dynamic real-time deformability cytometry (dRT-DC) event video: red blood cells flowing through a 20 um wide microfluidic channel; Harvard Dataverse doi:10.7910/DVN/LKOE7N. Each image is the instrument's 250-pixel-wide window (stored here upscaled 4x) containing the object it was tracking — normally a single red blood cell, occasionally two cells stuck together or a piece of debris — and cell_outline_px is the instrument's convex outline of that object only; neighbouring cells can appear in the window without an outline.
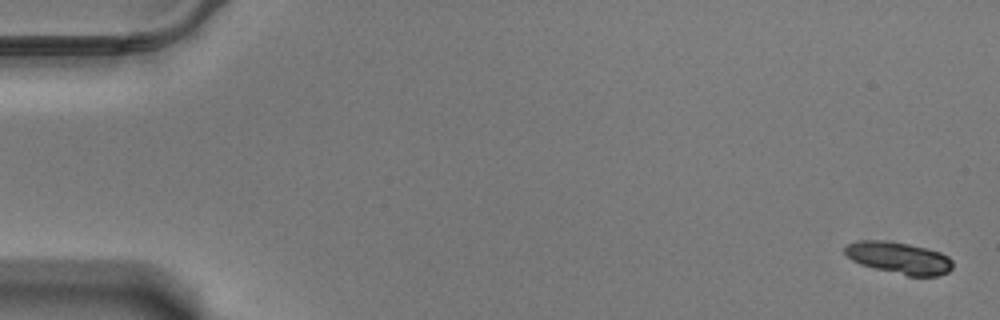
{"species": "Egyptian fruit bat (a non-hibernating species)", "species_latin": "Rousettus aegyptiacus", "temperature_condition": "warm", "stored_images_in_passage": 59, "camera_frame_rate_fps": 3000, "um_per_image_px": 0.085, "animal": {"sex": "male"}, "frame": {"image": 1, "passage_image": 1, "time_ms": 0.0, "image_size_px": [1000, 320], "cell_outline_px": [[952, 268], [948, 272], [936, 276], [908, 276], [860, 264], [852, 260], [844, 252], [844, 244], [860, 240], [884, 240], [908, 244], [940, 252], [948, 256], [952, 260]], "centroid_in_image_um": [76.39, 21.91], "position_along_channel_um": 8.6, "area_um2": 19.94}}
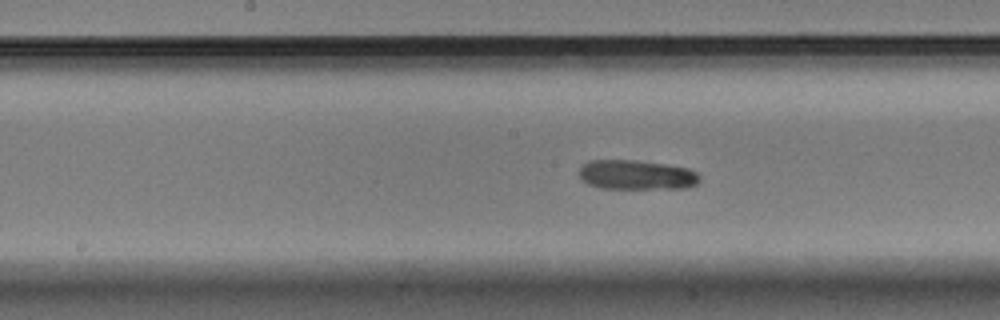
{"frame": {"image": 2, "passage_image": 30, "time_ms": 9.667, "image_size_px": [1000, 320], "cell_outline_px": [[700, 180], [696, 184], [684, 188], [600, 188], [588, 184], [580, 180], [580, 168], [588, 160], [636, 160], [664, 164], [688, 168], [696, 172], [700, 176]], "centroid_in_image_um": [54.09, 14.86], "position_along_channel_um": 194.1, "area_um2": 20.75}}
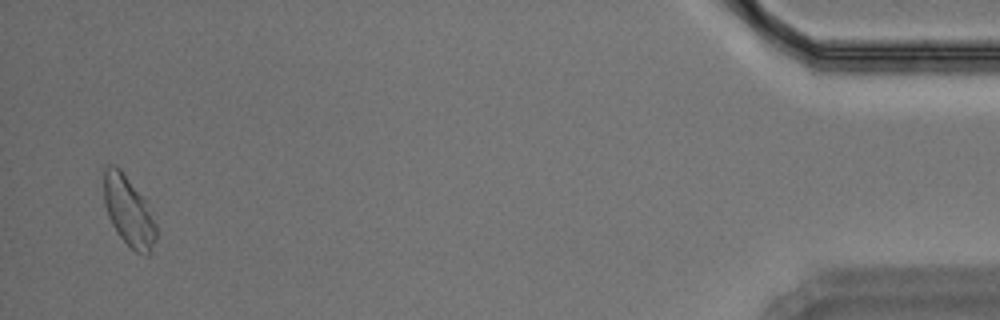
{"frame": {"image": 3, "passage_image": 57, "time_ms": 18.667, "image_size_px": [1000, 320], "cell_outline_px": [[156, 240], [148, 256], [144, 256], [136, 252], [116, 232], [108, 216], [104, 204], [104, 168], [108, 164], [116, 164], [120, 168], [144, 200], [156, 224]], "centroid_in_image_um": [10.91, 17.96], "position_along_channel_um": 424.3, "area_um2": 21.04}, "authors_computed_cell_mechanics": {"area_um2": 20.9236, "velocity_mm_per_s": 3.4503, "shape_relaxation_time_tau1_ms": 5.6184, "shape_relaxation_time_tau2_ms": null, "deformation_change_tau1": 0.1553, "deformation_change_tau2": null}}